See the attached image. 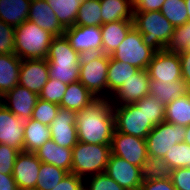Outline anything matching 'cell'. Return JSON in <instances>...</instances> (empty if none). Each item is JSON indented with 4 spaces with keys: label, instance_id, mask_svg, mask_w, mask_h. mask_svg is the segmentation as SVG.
Here are the masks:
<instances>
[{
    "label": "cell",
    "instance_id": "obj_1",
    "mask_svg": "<svg viewBox=\"0 0 190 190\" xmlns=\"http://www.w3.org/2000/svg\"><path fill=\"white\" fill-rule=\"evenodd\" d=\"M75 124L79 142L111 145L115 130L111 100L96 98L77 112Z\"/></svg>",
    "mask_w": 190,
    "mask_h": 190
},
{
    "label": "cell",
    "instance_id": "obj_2",
    "mask_svg": "<svg viewBox=\"0 0 190 190\" xmlns=\"http://www.w3.org/2000/svg\"><path fill=\"white\" fill-rule=\"evenodd\" d=\"M15 54L21 59H46L55 37L30 20L15 28Z\"/></svg>",
    "mask_w": 190,
    "mask_h": 190
},
{
    "label": "cell",
    "instance_id": "obj_3",
    "mask_svg": "<svg viewBox=\"0 0 190 190\" xmlns=\"http://www.w3.org/2000/svg\"><path fill=\"white\" fill-rule=\"evenodd\" d=\"M133 26L143 43L156 52L165 50L175 28L160 11L134 12Z\"/></svg>",
    "mask_w": 190,
    "mask_h": 190
},
{
    "label": "cell",
    "instance_id": "obj_4",
    "mask_svg": "<svg viewBox=\"0 0 190 190\" xmlns=\"http://www.w3.org/2000/svg\"><path fill=\"white\" fill-rule=\"evenodd\" d=\"M71 173L86 179L104 173L111 150L110 145L77 142L72 148Z\"/></svg>",
    "mask_w": 190,
    "mask_h": 190
},
{
    "label": "cell",
    "instance_id": "obj_5",
    "mask_svg": "<svg viewBox=\"0 0 190 190\" xmlns=\"http://www.w3.org/2000/svg\"><path fill=\"white\" fill-rule=\"evenodd\" d=\"M108 65L109 55L104 53L83 55L81 57L79 81L96 98L110 99L106 96Z\"/></svg>",
    "mask_w": 190,
    "mask_h": 190
},
{
    "label": "cell",
    "instance_id": "obj_6",
    "mask_svg": "<svg viewBox=\"0 0 190 190\" xmlns=\"http://www.w3.org/2000/svg\"><path fill=\"white\" fill-rule=\"evenodd\" d=\"M155 53L154 49L143 43L141 33L133 26L110 56L117 61L144 70L147 69Z\"/></svg>",
    "mask_w": 190,
    "mask_h": 190
},
{
    "label": "cell",
    "instance_id": "obj_7",
    "mask_svg": "<svg viewBox=\"0 0 190 190\" xmlns=\"http://www.w3.org/2000/svg\"><path fill=\"white\" fill-rule=\"evenodd\" d=\"M112 111L115 130L121 133L146 139V136L155 127L148 121L143 109H139L135 103L112 106Z\"/></svg>",
    "mask_w": 190,
    "mask_h": 190
},
{
    "label": "cell",
    "instance_id": "obj_8",
    "mask_svg": "<svg viewBox=\"0 0 190 190\" xmlns=\"http://www.w3.org/2000/svg\"><path fill=\"white\" fill-rule=\"evenodd\" d=\"M186 127L163 121L146 136L147 153L163 157L177 143L184 142Z\"/></svg>",
    "mask_w": 190,
    "mask_h": 190
},
{
    "label": "cell",
    "instance_id": "obj_9",
    "mask_svg": "<svg viewBox=\"0 0 190 190\" xmlns=\"http://www.w3.org/2000/svg\"><path fill=\"white\" fill-rule=\"evenodd\" d=\"M111 154L141 167L148 157L146 139L114 130L110 145Z\"/></svg>",
    "mask_w": 190,
    "mask_h": 190
},
{
    "label": "cell",
    "instance_id": "obj_10",
    "mask_svg": "<svg viewBox=\"0 0 190 190\" xmlns=\"http://www.w3.org/2000/svg\"><path fill=\"white\" fill-rule=\"evenodd\" d=\"M64 35L81 56L102 53V33L99 26H71Z\"/></svg>",
    "mask_w": 190,
    "mask_h": 190
},
{
    "label": "cell",
    "instance_id": "obj_11",
    "mask_svg": "<svg viewBox=\"0 0 190 190\" xmlns=\"http://www.w3.org/2000/svg\"><path fill=\"white\" fill-rule=\"evenodd\" d=\"M150 80L174 82L182 79L179 54L161 50L154 54L147 67Z\"/></svg>",
    "mask_w": 190,
    "mask_h": 190
},
{
    "label": "cell",
    "instance_id": "obj_12",
    "mask_svg": "<svg viewBox=\"0 0 190 190\" xmlns=\"http://www.w3.org/2000/svg\"><path fill=\"white\" fill-rule=\"evenodd\" d=\"M105 173L126 190H140V167L110 153Z\"/></svg>",
    "mask_w": 190,
    "mask_h": 190
},
{
    "label": "cell",
    "instance_id": "obj_13",
    "mask_svg": "<svg viewBox=\"0 0 190 190\" xmlns=\"http://www.w3.org/2000/svg\"><path fill=\"white\" fill-rule=\"evenodd\" d=\"M149 89L150 78L147 69L139 70L135 75L130 77L126 83L122 84L121 87L113 94L115 95L113 96L115 100L110 98L112 106L134 104L149 95Z\"/></svg>",
    "mask_w": 190,
    "mask_h": 190
},
{
    "label": "cell",
    "instance_id": "obj_14",
    "mask_svg": "<svg viewBox=\"0 0 190 190\" xmlns=\"http://www.w3.org/2000/svg\"><path fill=\"white\" fill-rule=\"evenodd\" d=\"M41 161L33 152L18 153L12 176L19 190H35Z\"/></svg>",
    "mask_w": 190,
    "mask_h": 190
},
{
    "label": "cell",
    "instance_id": "obj_15",
    "mask_svg": "<svg viewBox=\"0 0 190 190\" xmlns=\"http://www.w3.org/2000/svg\"><path fill=\"white\" fill-rule=\"evenodd\" d=\"M77 112L60 108L50 124L51 139L59 146L72 149L78 142Z\"/></svg>",
    "mask_w": 190,
    "mask_h": 190
},
{
    "label": "cell",
    "instance_id": "obj_16",
    "mask_svg": "<svg viewBox=\"0 0 190 190\" xmlns=\"http://www.w3.org/2000/svg\"><path fill=\"white\" fill-rule=\"evenodd\" d=\"M24 122L0 102V144L24 151Z\"/></svg>",
    "mask_w": 190,
    "mask_h": 190
},
{
    "label": "cell",
    "instance_id": "obj_17",
    "mask_svg": "<svg viewBox=\"0 0 190 190\" xmlns=\"http://www.w3.org/2000/svg\"><path fill=\"white\" fill-rule=\"evenodd\" d=\"M49 79L46 59H23L19 71V85L40 94Z\"/></svg>",
    "mask_w": 190,
    "mask_h": 190
},
{
    "label": "cell",
    "instance_id": "obj_18",
    "mask_svg": "<svg viewBox=\"0 0 190 190\" xmlns=\"http://www.w3.org/2000/svg\"><path fill=\"white\" fill-rule=\"evenodd\" d=\"M38 98L36 93L16 85L0 98V102L17 117L26 121L31 119Z\"/></svg>",
    "mask_w": 190,
    "mask_h": 190
},
{
    "label": "cell",
    "instance_id": "obj_19",
    "mask_svg": "<svg viewBox=\"0 0 190 190\" xmlns=\"http://www.w3.org/2000/svg\"><path fill=\"white\" fill-rule=\"evenodd\" d=\"M54 36L64 35L65 28L45 0H31L28 19Z\"/></svg>",
    "mask_w": 190,
    "mask_h": 190
},
{
    "label": "cell",
    "instance_id": "obj_20",
    "mask_svg": "<svg viewBox=\"0 0 190 190\" xmlns=\"http://www.w3.org/2000/svg\"><path fill=\"white\" fill-rule=\"evenodd\" d=\"M38 159L47 164H53L71 173L72 149L57 145L52 139L46 141L34 152Z\"/></svg>",
    "mask_w": 190,
    "mask_h": 190
},
{
    "label": "cell",
    "instance_id": "obj_21",
    "mask_svg": "<svg viewBox=\"0 0 190 190\" xmlns=\"http://www.w3.org/2000/svg\"><path fill=\"white\" fill-rule=\"evenodd\" d=\"M133 27V20H118L104 23L102 33V53L111 55L125 39L128 31Z\"/></svg>",
    "mask_w": 190,
    "mask_h": 190
},
{
    "label": "cell",
    "instance_id": "obj_22",
    "mask_svg": "<svg viewBox=\"0 0 190 190\" xmlns=\"http://www.w3.org/2000/svg\"><path fill=\"white\" fill-rule=\"evenodd\" d=\"M21 62L16 54L0 55V98L19 85Z\"/></svg>",
    "mask_w": 190,
    "mask_h": 190
},
{
    "label": "cell",
    "instance_id": "obj_23",
    "mask_svg": "<svg viewBox=\"0 0 190 190\" xmlns=\"http://www.w3.org/2000/svg\"><path fill=\"white\" fill-rule=\"evenodd\" d=\"M96 97L78 80L68 84L60 103V108L79 112L94 101Z\"/></svg>",
    "mask_w": 190,
    "mask_h": 190
},
{
    "label": "cell",
    "instance_id": "obj_24",
    "mask_svg": "<svg viewBox=\"0 0 190 190\" xmlns=\"http://www.w3.org/2000/svg\"><path fill=\"white\" fill-rule=\"evenodd\" d=\"M31 0H0V19L17 27L28 19Z\"/></svg>",
    "mask_w": 190,
    "mask_h": 190
},
{
    "label": "cell",
    "instance_id": "obj_25",
    "mask_svg": "<svg viewBox=\"0 0 190 190\" xmlns=\"http://www.w3.org/2000/svg\"><path fill=\"white\" fill-rule=\"evenodd\" d=\"M49 139H51L49 126L34 119L24 122V151L34 153Z\"/></svg>",
    "mask_w": 190,
    "mask_h": 190
},
{
    "label": "cell",
    "instance_id": "obj_26",
    "mask_svg": "<svg viewBox=\"0 0 190 190\" xmlns=\"http://www.w3.org/2000/svg\"><path fill=\"white\" fill-rule=\"evenodd\" d=\"M102 24L118 20H133L132 0H100Z\"/></svg>",
    "mask_w": 190,
    "mask_h": 190
},
{
    "label": "cell",
    "instance_id": "obj_27",
    "mask_svg": "<svg viewBox=\"0 0 190 190\" xmlns=\"http://www.w3.org/2000/svg\"><path fill=\"white\" fill-rule=\"evenodd\" d=\"M81 55L75 51L65 35L55 36L50 43L48 63H80Z\"/></svg>",
    "mask_w": 190,
    "mask_h": 190
},
{
    "label": "cell",
    "instance_id": "obj_28",
    "mask_svg": "<svg viewBox=\"0 0 190 190\" xmlns=\"http://www.w3.org/2000/svg\"><path fill=\"white\" fill-rule=\"evenodd\" d=\"M140 69L137 67L117 61L109 56V65L107 70V93H115L122 84L135 75Z\"/></svg>",
    "mask_w": 190,
    "mask_h": 190
},
{
    "label": "cell",
    "instance_id": "obj_29",
    "mask_svg": "<svg viewBox=\"0 0 190 190\" xmlns=\"http://www.w3.org/2000/svg\"><path fill=\"white\" fill-rule=\"evenodd\" d=\"M187 85L181 79L174 82L150 80L149 95L156 97L166 107L170 102L186 94Z\"/></svg>",
    "mask_w": 190,
    "mask_h": 190
},
{
    "label": "cell",
    "instance_id": "obj_30",
    "mask_svg": "<svg viewBox=\"0 0 190 190\" xmlns=\"http://www.w3.org/2000/svg\"><path fill=\"white\" fill-rule=\"evenodd\" d=\"M142 182L171 179L173 169L163 157L148 155L140 167Z\"/></svg>",
    "mask_w": 190,
    "mask_h": 190
},
{
    "label": "cell",
    "instance_id": "obj_31",
    "mask_svg": "<svg viewBox=\"0 0 190 190\" xmlns=\"http://www.w3.org/2000/svg\"><path fill=\"white\" fill-rule=\"evenodd\" d=\"M52 8L59 23L68 28L75 25V20L82 0H45Z\"/></svg>",
    "mask_w": 190,
    "mask_h": 190
},
{
    "label": "cell",
    "instance_id": "obj_32",
    "mask_svg": "<svg viewBox=\"0 0 190 190\" xmlns=\"http://www.w3.org/2000/svg\"><path fill=\"white\" fill-rule=\"evenodd\" d=\"M165 110L164 121L184 127L190 125V100L187 94L174 99Z\"/></svg>",
    "mask_w": 190,
    "mask_h": 190
},
{
    "label": "cell",
    "instance_id": "obj_33",
    "mask_svg": "<svg viewBox=\"0 0 190 190\" xmlns=\"http://www.w3.org/2000/svg\"><path fill=\"white\" fill-rule=\"evenodd\" d=\"M102 25L100 0H82L75 26L101 27Z\"/></svg>",
    "mask_w": 190,
    "mask_h": 190
},
{
    "label": "cell",
    "instance_id": "obj_34",
    "mask_svg": "<svg viewBox=\"0 0 190 190\" xmlns=\"http://www.w3.org/2000/svg\"><path fill=\"white\" fill-rule=\"evenodd\" d=\"M68 173L66 170L53 164L41 162L35 190H52Z\"/></svg>",
    "mask_w": 190,
    "mask_h": 190
},
{
    "label": "cell",
    "instance_id": "obj_35",
    "mask_svg": "<svg viewBox=\"0 0 190 190\" xmlns=\"http://www.w3.org/2000/svg\"><path fill=\"white\" fill-rule=\"evenodd\" d=\"M160 12L175 28L188 22L185 0H165Z\"/></svg>",
    "mask_w": 190,
    "mask_h": 190
},
{
    "label": "cell",
    "instance_id": "obj_36",
    "mask_svg": "<svg viewBox=\"0 0 190 190\" xmlns=\"http://www.w3.org/2000/svg\"><path fill=\"white\" fill-rule=\"evenodd\" d=\"M49 78L71 84L79 80L80 63H48Z\"/></svg>",
    "mask_w": 190,
    "mask_h": 190
},
{
    "label": "cell",
    "instance_id": "obj_37",
    "mask_svg": "<svg viewBox=\"0 0 190 190\" xmlns=\"http://www.w3.org/2000/svg\"><path fill=\"white\" fill-rule=\"evenodd\" d=\"M135 104L139 109H143L148 121H150L154 126H157L165 120L166 107L156 97L147 95Z\"/></svg>",
    "mask_w": 190,
    "mask_h": 190
},
{
    "label": "cell",
    "instance_id": "obj_38",
    "mask_svg": "<svg viewBox=\"0 0 190 190\" xmlns=\"http://www.w3.org/2000/svg\"><path fill=\"white\" fill-rule=\"evenodd\" d=\"M164 160L173 170L177 168H190V146L184 142L175 144L166 153Z\"/></svg>",
    "mask_w": 190,
    "mask_h": 190
},
{
    "label": "cell",
    "instance_id": "obj_39",
    "mask_svg": "<svg viewBox=\"0 0 190 190\" xmlns=\"http://www.w3.org/2000/svg\"><path fill=\"white\" fill-rule=\"evenodd\" d=\"M187 49H190V22L174 28L170 41L165 48L168 52L177 54Z\"/></svg>",
    "mask_w": 190,
    "mask_h": 190
},
{
    "label": "cell",
    "instance_id": "obj_40",
    "mask_svg": "<svg viewBox=\"0 0 190 190\" xmlns=\"http://www.w3.org/2000/svg\"><path fill=\"white\" fill-rule=\"evenodd\" d=\"M60 109L58 104L38 98L31 119L50 126Z\"/></svg>",
    "mask_w": 190,
    "mask_h": 190
},
{
    "label": "cell",
    "instance_id": "obj_41",
    "mask_svg": "<svg viewBox=\"0 0 190 190\" xmlns=\"http://www.w3.org/2000/svg\"><path fill=\"white\" fill-rule=\"evenodd\" d=\"M68 84L49 78L38 95L40 99L60 105Z\"/></svg>",
    "mask_w": 190,
    "mask_h": 190
},
{
    "label": "cell",
    "instance_id": "obj_42",
    "mask_svg": "<svg viewBox=\"0 0 190 190\" xmlns=\"http://www.w3.org/2000/svg\"><path fill=\"white\" fill-rule=\"evenodd\" d=\"M90 181L84 180V190H126L105 172L90 176Z\"/></svg>",
    "mask_w": 190,
    "mask_h": 190
},
{
    "label": "cell",
    "instance_id": "obj_43",
    "mask_svg": "<svg viewBox=\"0 0 190 190\" xmlns=\"http://www.w3.org/2000/svg\"><path fill=\"white\" fill-rule=\"evenodd\" d=\"M15 27L0 19V55L15 54Z\"/></svg>",
    "mask_w": 190,
    "mask_h": 190
},
{
    "label": "cell",
    "instance_id": "obj_44",
    "mask_svg": "<svg viewBox=\"0 0 190 190\" xmlns=\"http://www.w3.org/2000/svg\"><path fill=\"white\" fill-rule=\"evenodd\" d=\"M19 151L5 144H0V173L12 175L15 159Z\"/></svg>",
    "mask_w": 190,
    "mask_h": 190
},
{
    "label": "cell",
    "instance_id": "obj_45",
    "mask_svg": "<svg viewBox=\"0 0 190 190\" xmlns=\"http://www.w3.org/2000/svg\"><path fill=\"white\" fill-rule=\"evenodd\" d=\"M171 181L176 190H190V168L174 169Z\"/></svg>",
    "mask_w": 190,
    "mask_h": 190
},
{
    "label": "cell",
    "instance_id": "obj_46",
    "mask_svg": "<svg viewBox=\"0 0 190 190\" xmlns=\"http://www.w3.org/2000/svg\"><path fill=\"white\" fill-rule=\"evenodd\" d=\"M84 189V179L79 176L68 173L64 179L55 186L52 190H83Z\"/></svg>",
    "mask_w": 190,
    "mask_h": 190
},
{
    "label": "cell",
    "instance_id": "obj_47",
    "mask_svg": "<svg viewBox=\"0 0 190 190\" xmlns=\"http://www.w3.org/2000/svg\"><path fill=\"white\" fill-rule=\"evenodd\" d=\"M165 0H132L134 12L160 11Z\"/></svg>",
    "mask_w": 190,
    "mask_h": 190
},
{
    "label": "cell",
    "instance_id": "obj_48",
    "mask_svg": "<svg viewBox=\"0 0 190 190\" xmlns=\"http://www.w3.org/2000/svg\"><path fill=\"white\" fill-rule=\"evenodd\" d=\"M140 190H176L171 179L142 182Z\"/></svg>",
    "mask_w": 190,
    "mask_h": 190
},
{
    "label": "cell",
    "instance_id": "obj_49",
    "mask_svg": "<svg viewBox=\"0 0 190 190\" xmlns=\"http://www.w3.org/2000/svg\"><path fill=\"white\" fill-rule=\"evenodd\" d=\"M182 69V80L190 86V49L179 53Z\"/></svg>",
    "mask_w": 190,
    "mask_h": 190
},
{
    "label": "cell",
    "instance_id": "obj_50",
    "mask_svg": "<svg viewBox=\"0 0 190 190\" xmlns=\"http://www.w3.org/2000/svg\"><path fill=\"white\" fill-rule=\"evenodd\" d=\"M0 190H19L12 175L0 173Z\"/></svg>",
    "mask_w": 190,
    "mask_h": 190
},
{
    "label": "cell",
    "instance_id": "obj_51",
    "mask_svg": "<svg viewBox=\"0 0 190 190\" xmlns=\"http://www.w3.org/2000/svg\"><path fill=\"white\" fill-rule=\"evenodd\" d=\"M184 143L190 146V125L186 127V135L184 136Z\"/></svg>",
    "mask_w": 190,
    "mask_h": 190
},
{
    "label": "cell",
    "instance_id": "obj_52",
    "mask_svg": "<svg viewBox=\"0 0 190 190\" xmlns=\"http://www.w3.org/2000/svg\"><path fill=\"white\" fill-rule=\"evenodd\" d=\"M185 4L188 11V22H190V0H185Z\"/></svg>",
    "mask_w": 190,
    "mask_h": 190
},
{
    "label": "cell",
    "instance_id": "obj_53",
    "mask_svg": "<svg viewBox=\"0 0 190 190\" xmlns=\"http://www.w3.org/2000/svg\"><path fill=\"white\" fill-rule=\"evenodd\" d=\"M186 94L188 95V98L190 100V86H187Z\"/></svg>",
    "mask_w": 190,
    "mask_h": 190
}]
</instances>
